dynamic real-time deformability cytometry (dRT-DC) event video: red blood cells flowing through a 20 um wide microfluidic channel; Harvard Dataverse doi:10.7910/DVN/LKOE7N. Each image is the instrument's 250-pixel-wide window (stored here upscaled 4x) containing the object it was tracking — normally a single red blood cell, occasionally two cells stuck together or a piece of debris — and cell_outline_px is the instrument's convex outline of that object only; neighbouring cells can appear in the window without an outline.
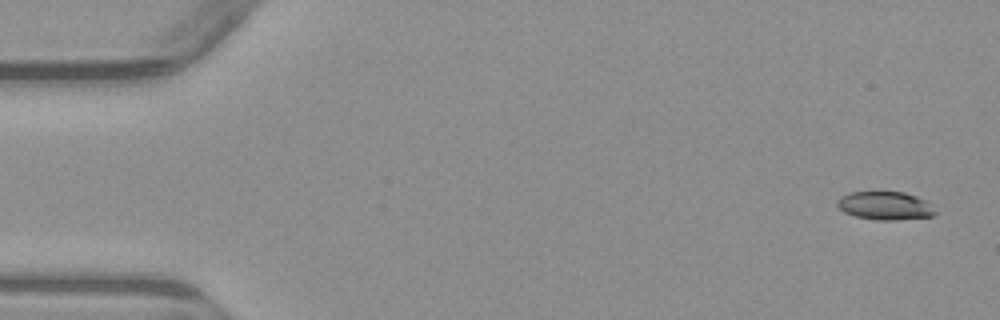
{"species": "common noctule bat (a hibernating species)", "species_latin": "Nyctalus noctula", "temperature_condition": "warm", "stored_images_in_passage": 5, "camera_frame_rate_fps": 3000, "um_per_image_px": 0.085, "animal": {"sex": "male", "body_mass_g": 23.1, "forearm_length_mm": 52.7}, "frame": {"image": 1, "passage_image": 1, "time_ms": 0.0, "image_size_px": [1000, 320], "cell_outline_px": [[936, 212], [932, 216], [896, 220], [876, 220], [856, 216], [844, 212], [836, 204], [836, 200], [840, 196], [852, 192], [904, 192], [916, 196], [924, 200]], "centroid_in_image_um": [75.19, 17.48], "position_along_channel_um": 9.8, "area_um2": 15.95}}
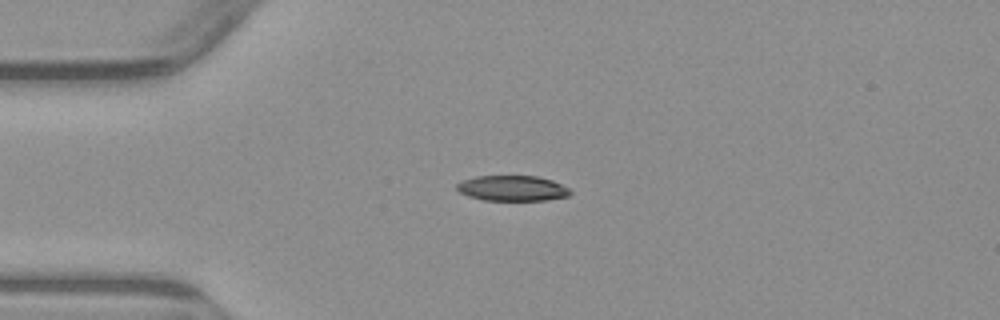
{"frame": {"image": 2, "passage_image": 4, "time_ms": 3.667, "image_size_px": [1000, 320], "cell_outline_px": [[572, 192], [568, 196], [548, 200], [484, 200], [468, 196], [460, 192], [456, 188], [456, 184], [464, 180], [476, 176], [536, 176], [552, 180], [568, 188]], "centroid_in_image_um": [43.55, 16.0], "position_along_channel_um": 41.4, "area_um2": 16.7}}